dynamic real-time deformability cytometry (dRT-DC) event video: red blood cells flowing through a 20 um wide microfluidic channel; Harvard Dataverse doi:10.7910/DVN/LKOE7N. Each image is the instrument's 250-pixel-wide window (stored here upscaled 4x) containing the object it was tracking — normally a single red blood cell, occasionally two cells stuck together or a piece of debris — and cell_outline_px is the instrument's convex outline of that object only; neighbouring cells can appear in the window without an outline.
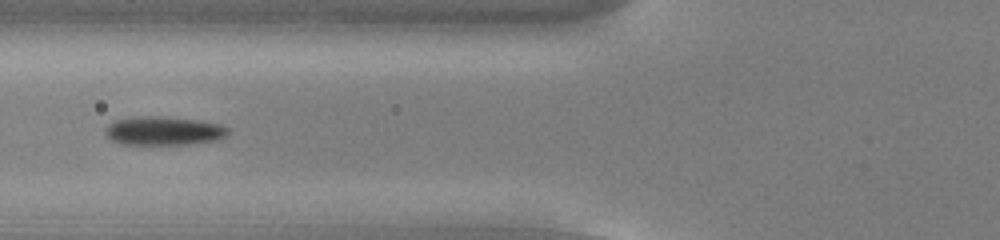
{"species": "common noctule bat (a hibernating species)", "species_latin": "Nyctalus noctula", "temperature_condition": "cold", "stored_images_in_passage": 23, "camera_frame_rate_fps": 3000, "um_per_image_px": 0.085, "animal": {"sex": "male", "body_mass_g": 13.0, "forearm_length_mm": 53.1}, "frame": {"image": 1, "passage_image": 4, "time_ms": 1.0, "image_size_px": [1000, 240], "cell_outline_px": [[228, 136], [216, 140], [188, 144], [120, 144], [112, 140], [104, 132], [104, 128], [108, 124], [116, 120], [148, 116], [156, 116], [196, 120], [220, 124], [228, 128]], "centroid_in_image_um": [13.91, 11.13], "position_along_channel_um": 111.9, "area_um2": 20.29}}
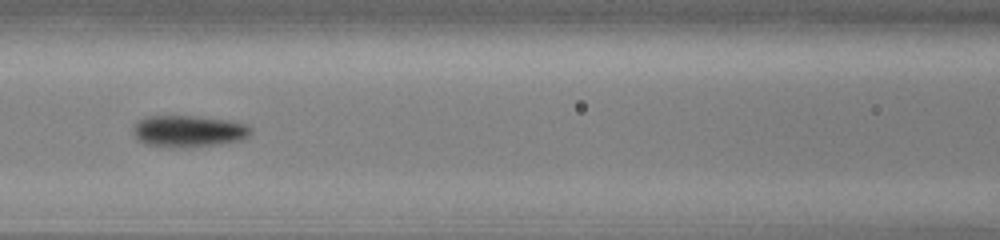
{"frame": {"image": 2, "passage_image": 7, "time_ms": 2.0, "image_size_px": [1000, 240], "cell_outline_px": [[252, 132], [248, 136], [240, 140], [216, 144], [172, 148], [168, 148], [148, 144], [140, 140], [136, 136], [132, 128], [136, 120], [148, 116], [192, 116], [228, 120], [248, 124], [252, 128]], "centroid_in_image_um": [16.02, 11.14], "position_along_channel_um": 150.6, "area_um2": 21.62}}
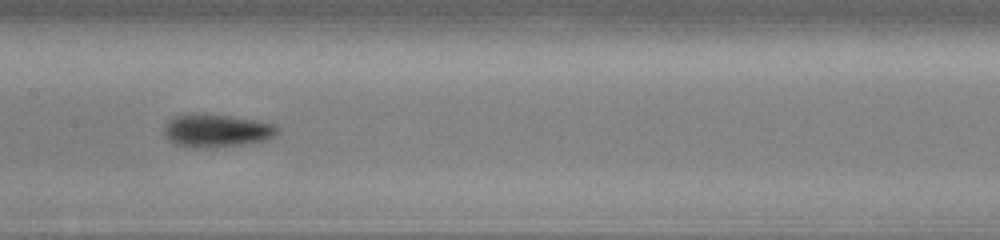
{"frame": {"image": 3, "passage_image": 10, "time_ms": 3.0, "image_size_px": [1000, 240], "cell_outline_px": [[276, 136], [264, 140], [240, 144], [208, 148], [188, 148], [176, 144], [168, 140], [164, 132], [164, 124], [172, 116], [188, 112], [228, 116], [260, 120], [272, 124], [276, 128]], "centroid_in_image_um": [18.31, 11.09], "position_along_channel_um": 189.1, "area_um2": 21.96}}